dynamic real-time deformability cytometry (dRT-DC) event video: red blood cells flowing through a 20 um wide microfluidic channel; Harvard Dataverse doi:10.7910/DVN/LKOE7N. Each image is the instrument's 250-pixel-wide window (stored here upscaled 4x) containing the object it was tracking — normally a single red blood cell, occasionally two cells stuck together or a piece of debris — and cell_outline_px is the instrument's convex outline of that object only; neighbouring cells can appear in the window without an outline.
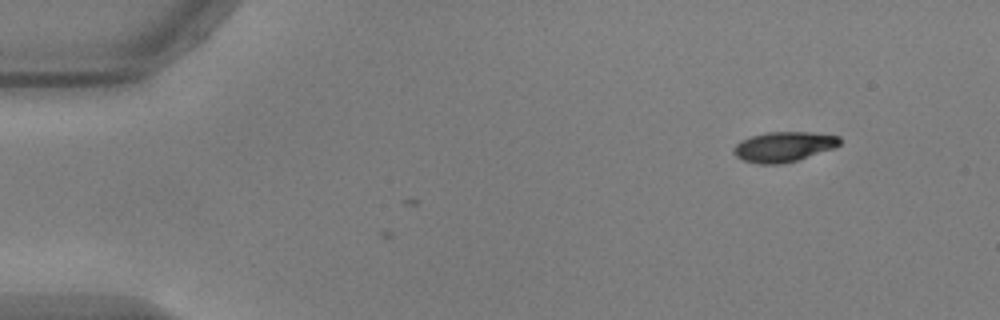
{"species": "common noctule bat (a hibernating species)", "species_latin": "Nyctalus noctula", "temperature_condition": "warm", "stored_images_in_passage": 2, "camera_frame_rate_fps": 3000, "um_per_image_px": 0.085, "animal": {"sex": "male", "body_mass_g": 17.9, "forearm_length_mm": 54.2}, "frame": {"image": 1, "passage_image": 2, "time_ms": 0.333, "image_size_px": [1000, 320], "cell_outline_px": [[840, 144], [832, 148], [796, 160], [780, 164], [760, 164], [744, 160], [736, 156], [732, 152], [732, 148], [740, 140], [752, 136], [768, 132], [812, 132], [840, 136]], "centroid_in_image_um": [66.57, 12.46], "position_along_channel_um": 18.4, "area_um2": 18.38}}